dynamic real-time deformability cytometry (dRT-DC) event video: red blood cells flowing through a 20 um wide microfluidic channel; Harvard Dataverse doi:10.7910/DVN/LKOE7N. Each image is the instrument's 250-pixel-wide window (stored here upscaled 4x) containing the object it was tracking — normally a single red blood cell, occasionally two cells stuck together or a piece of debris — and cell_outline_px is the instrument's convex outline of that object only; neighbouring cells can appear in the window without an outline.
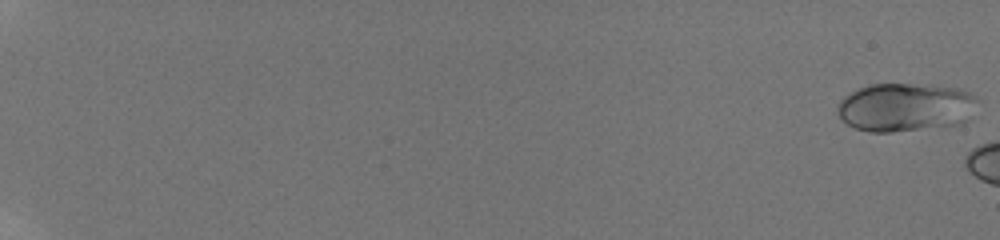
{"species": "human", "species_latin": "Homo sapiens", "temperature_condition": "room temperature", "stored_images_in_passage": 6, "camera_frame_rate_fps": 3000, "um_per_image_px": 0.085, "donor": {"sex": "male"}, "frame": {"image": 1, "passage_image": 1, "time_ms": 0.0, "image_size_px": [1000, 240], "cell_outline_px": [[976, 100], [968, 120], [960, 124], [892, 132], [868, 132], [856, 128], [848, 124], [840, 116], [836, 108], [840, 100], [844, 96], [868, 84], [928, 84], [960, 88], [976, 96]], "centroid_in_image_um": [76.95, 9.1], "position_along_channel_um": 8.0, "area_um2": 39.54}}